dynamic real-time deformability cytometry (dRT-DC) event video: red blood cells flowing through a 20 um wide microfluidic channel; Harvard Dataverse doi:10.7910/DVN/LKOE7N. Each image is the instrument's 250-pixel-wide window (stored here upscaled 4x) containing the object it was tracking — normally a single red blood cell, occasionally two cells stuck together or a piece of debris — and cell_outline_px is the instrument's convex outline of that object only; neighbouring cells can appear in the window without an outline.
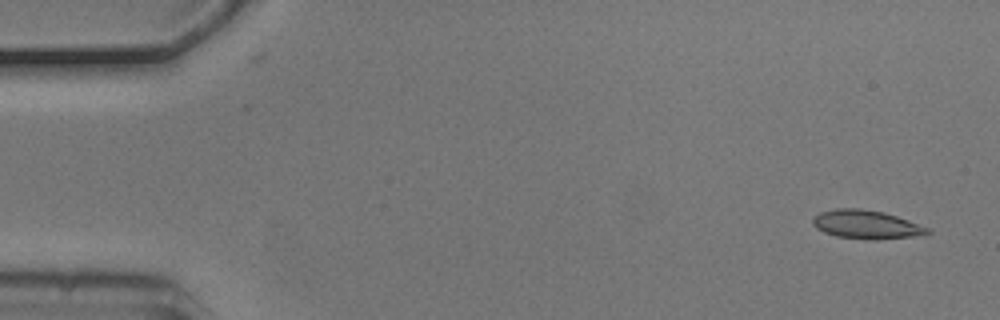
{"species": "common noctule bat (a hibernating species)", "species_latin": "Nyctalus noctula", "temperature_condition": "cold", "stored_images_in_passage": 3, "camera_frame_rate_fps": 3000, "um_per_image_px": 0.085, "animal": {"sex": "male", "body_mass_g": 20.5, "forearm_length_mm": 52.5}, "frame": {"image": 1, "passage_image": 3, "time_ms": 0.667, "image_size_px": [1000, 320], "cell_outline_px": [[932, 232], [928, 236], [876, 240], [868, 240], [836, 236], [824, 232], [816, 228], [812, 224], [812, 220], [820, 212], [836, 208], [860, 208], [884, 212], [908, 220], [928, 228]], "centroid_in_image_um": [73.7, 19.1], "position_along_channel_um": 11.3, "area_um2": 19.48}}